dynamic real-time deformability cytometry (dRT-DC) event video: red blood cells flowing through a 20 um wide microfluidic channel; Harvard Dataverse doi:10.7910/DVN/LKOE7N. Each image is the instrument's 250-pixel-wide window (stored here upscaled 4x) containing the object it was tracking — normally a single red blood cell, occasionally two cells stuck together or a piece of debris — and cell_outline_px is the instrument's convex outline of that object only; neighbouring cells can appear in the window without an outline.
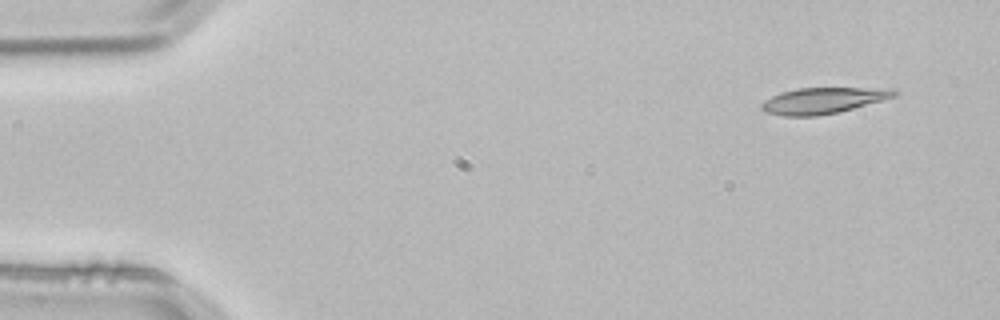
{"species": "common noctule bat (a hibernating species)", "species_latin": "Nyctalus noctula", "temperature_condition": "room temperature", "stored_images_in_passage": 3, "camera_frame_rate_fps": 3000, "um_per_image_px": 0.085, "animal": {"sex": "male", "body_mass_g": 21.5, "forearm_length_mm": 52.0}, "frame": {"image": 1, "passage_image": 1, "time_ms": 0.0, "image_size_px": [1000, 320], "cell_outline_px": [[900, 92], [896, 96], [840, 112], [816, 116], [784, 116], [764, 112], [760, 108], [760, 104], [764, 100], [780, 92], [796, 88], [896, 88]], "centroid_in_image_um": [69.96, 8.54], "position_along_channel_um": 15.0, "area_um2": 20.4}}
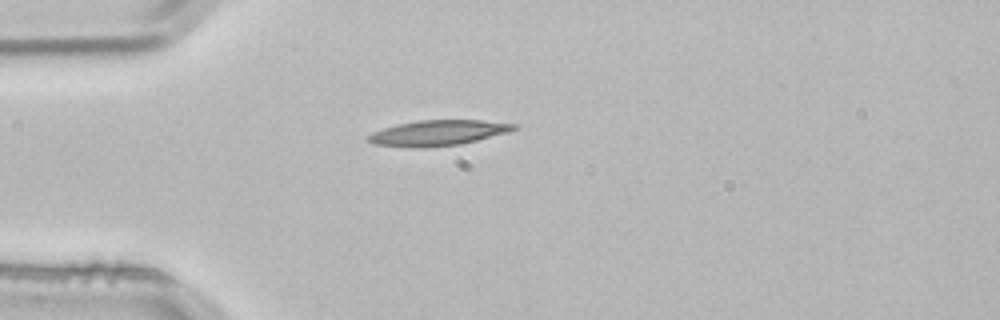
{"frame": {"image": 2, "passage_image": 3, "time_ms": 0.667, "image_size_px": [1000, 320], "cell_outline_px": [[516, 128], [508, 132], [460, 144], [424, 148], [420, 148], [376, 144], [368, 140], [368, 136], [372, 132], [396, 124], [416, 120], [480, 120], [516, 124]], "centroid_in_image_um": [37.21, 11.29], "position_along_channel_um": 47.8, "area_um2": 21.33}}